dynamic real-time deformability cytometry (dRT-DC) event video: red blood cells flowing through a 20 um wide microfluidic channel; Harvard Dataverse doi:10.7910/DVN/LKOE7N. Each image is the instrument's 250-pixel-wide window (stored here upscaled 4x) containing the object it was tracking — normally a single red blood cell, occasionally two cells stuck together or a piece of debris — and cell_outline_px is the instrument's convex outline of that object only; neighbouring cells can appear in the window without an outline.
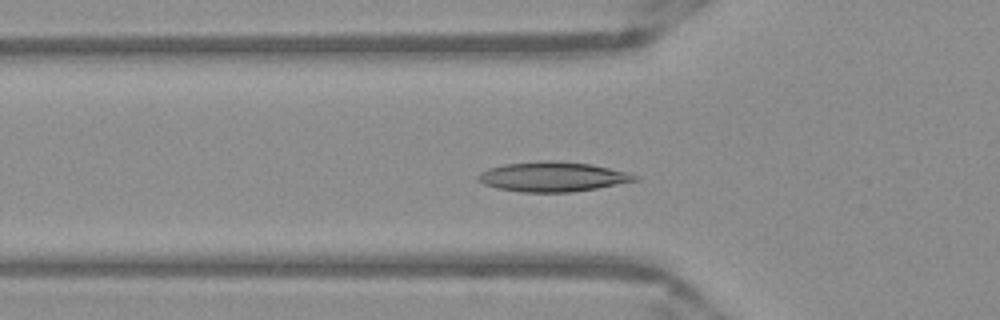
{"species": "Egyptian fruit bat (a non-hibernating species)", "species_latin": "Rousettus aegyptiacus", "temperature_condition": "warm", "stored_images_in_passage": 41, "camera_frame_rate_fps": 3000, "um_per_image_px": 0.085, "frame": {"image": 1, "passage_image": 7, "time_ms": 2.0, "image_size_px": [1000, 320], "cell_outline_px": [[640, 180], [596, 188], [572, 192], [520, 192], [496, 188], [484, 184], [476, 176], [480, 172], [488, 168], [504, 164], [540, 160], [552, 160], [592, 164], [632, 172], [640, 176]], "centroid_in_image_um": [47.03, 15.01], "position_along_channel_um": 78.8, "area_um2": 27.57}}
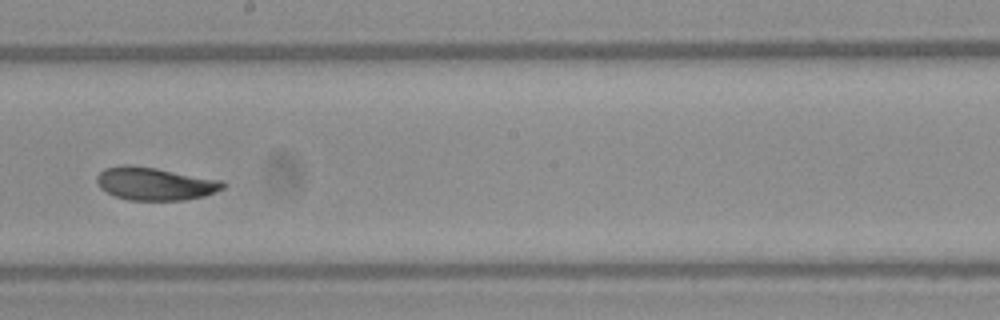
{"frame": {"image": 2, "passage_image": 19, "time_ms": 6.0, "image_size_px": [1000, 320], "cell_outline_px": [[224, 188], [216, 192], [204, 196], [184, 200], [128, 200], [116, 196], [100, 188], [96, 180], [96, 176], [104, 168], [120, 164], [128, 164], [156, 168], [220, 180], [224, 184]], "centroid_in_image_um": [13.13, 15.61], "position_along_channel_um": 235.1, "area_um2": 24.1}}
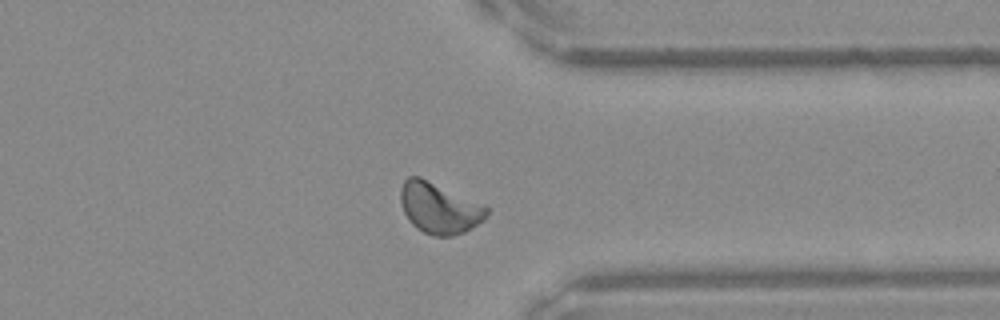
{"frame": {"image": 3, "passage_image": 30, "time_ms": 9.667, "image_size_px": [1000, 320], "cell_outline_px": [[488, 212], [484, 220], [472, 228], [464, 232], [452, 236], [436, 236], [424, 232], [416, 228], [408, 220], [404, 212], [400, 200], [400, 188], [404, 180], [408, 176], [420, 176], [488, 208]], "centroid_in_image_um": [37.28, 17.69], "position_along_channel_um": 374.1, "area_um2": 25.2}, "authors_computed_cell_mechanics": {"area_um2": 24.3338, "velocity_mm_per_s": 3.8899, "shape_relaxation_time_tau1_ms": 3.3322, "shape_relaxation_time_tau2_ms": 1.9644, "deformation_change_tau1": 0.1185, "deformation_change_tau2": 0.0606}}